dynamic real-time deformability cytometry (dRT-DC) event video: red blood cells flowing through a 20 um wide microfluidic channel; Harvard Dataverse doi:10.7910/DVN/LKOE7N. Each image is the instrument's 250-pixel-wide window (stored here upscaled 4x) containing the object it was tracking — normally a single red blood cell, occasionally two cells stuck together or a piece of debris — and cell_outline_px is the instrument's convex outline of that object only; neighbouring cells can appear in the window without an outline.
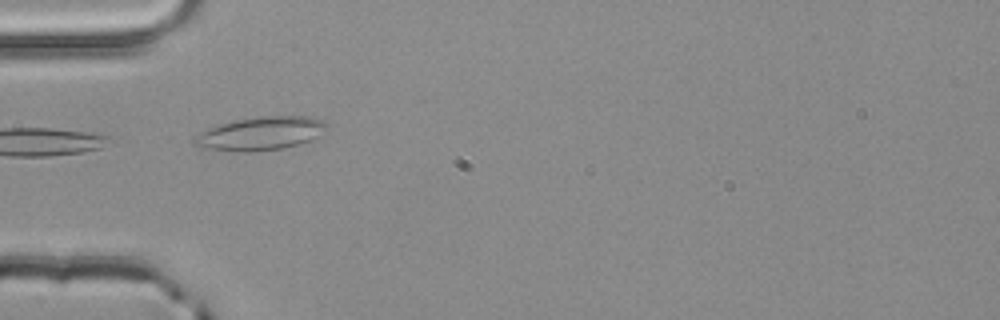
{"species": "common noctule bat (a hibernating species)", "species_latin": "Nyctalus noctula", "temperature_condition": "room temperature", "stored_images_in_passage": 4, "camera_frame_rate_fps": 3000, "um_per_image_px": 0.085, "animal": {"sex": "male", "body_mass_g": 20.4}, "frame": {"image": 1, "passage_image": 3, "time_ms": 0.667, "image_size_px": [1000, 320], "cell_outline_px": [[328, 124], [320, 136], [312, 140], [300, 144], [280, 148], [248, 152], [240, 152], [208, 148], [192, 144], [192, 140], [200, 132], [208, 128], [220, 124], [236, 120], [256, 116], [312, 116], [324, 120]], "centroid_in_image_um": [22.19, 11.33], "position_along_channel_um": 62.8, "area_um2": 25.78}}